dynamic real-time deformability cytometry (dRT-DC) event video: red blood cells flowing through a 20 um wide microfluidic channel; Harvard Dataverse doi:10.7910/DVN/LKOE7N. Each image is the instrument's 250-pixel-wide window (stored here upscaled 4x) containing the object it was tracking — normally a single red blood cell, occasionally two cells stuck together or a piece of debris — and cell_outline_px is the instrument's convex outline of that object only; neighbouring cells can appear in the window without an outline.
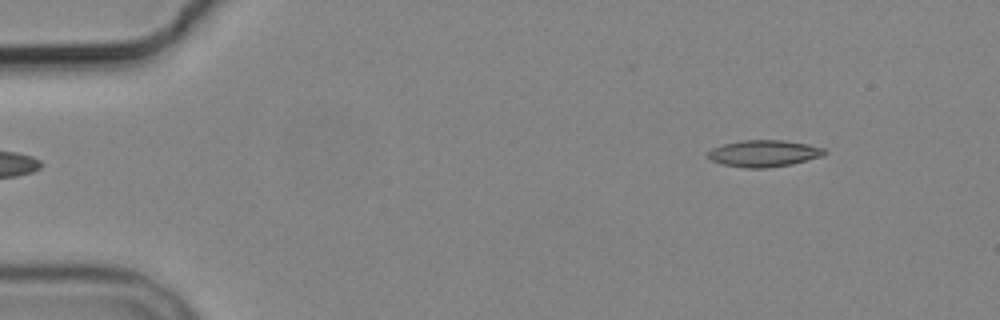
{"species": "common noctule bat (a hibernating species)", "species_latin": "Nyctalus noctula", "temperature_condition": "cold", "stored_images_in_passage": 6, "segment_of_instrument_passage": [2, 2], "camera_frame_rate_fps": 3000, "um_per_image_px": 0.085, "animal": {"sex": "male", "body_mass_g": 19.2, "forearm_length_mm": 51.8}, "frame": {"image": 1, "passage_image": 6, "time_ms": 5.667, "image_size_px": [1000, 320], "cell_outline_px": [[828, 152], [824, 156], [792, 164], [768, 168], [744, 168], [724, 164], [712, 160], [704, 156], [704, 152], [712, 148], [724, 144], [744, 140], [784, 140], [808, 144], [824, 148]], "centroid_in_image_um": [64.93, 13.04], "position_along_channel_um": 20.1, "area_um2": 18.38}}